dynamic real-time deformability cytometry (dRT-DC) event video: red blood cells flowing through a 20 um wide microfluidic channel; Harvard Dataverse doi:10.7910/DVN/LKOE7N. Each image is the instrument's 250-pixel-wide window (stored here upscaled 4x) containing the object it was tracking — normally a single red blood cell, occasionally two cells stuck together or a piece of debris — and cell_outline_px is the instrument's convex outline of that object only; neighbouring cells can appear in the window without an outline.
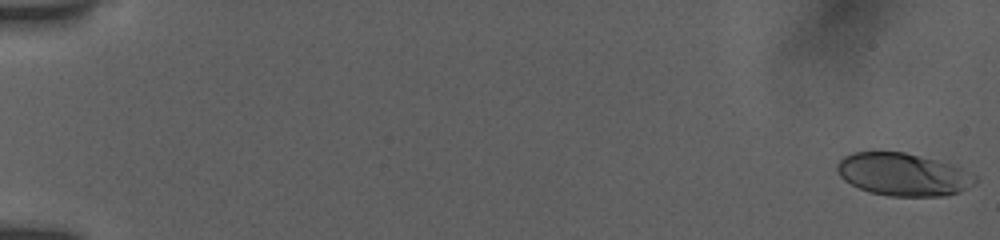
{"species": "human", "species_latin": "Homo sapiens", "temperature_condition": "room temperature", "stored_images_in_passage": 54, "camera_frame_rate_fps": 3000, "um_per_image_px": 0.085, "donor": {"sex": "female"}, "frame": {"image": 1, "passage_image": 1, "time_ms": 0.0, "image_size_px": [1000, 240], "cell_outline_px": [[980, 180], [976, 184], [960, 192], [944, 196], [888, 196], [868, 192], [844, 180], [840, 176], [836, 168], [836, 164], [844, 156], [852, 152], [904, 152], [956, 164], [976, 176]], "centroid_in_image_um": [76.82, 14.83], "position_along_channel_um": 8.2, "area_um2": 34.8}}
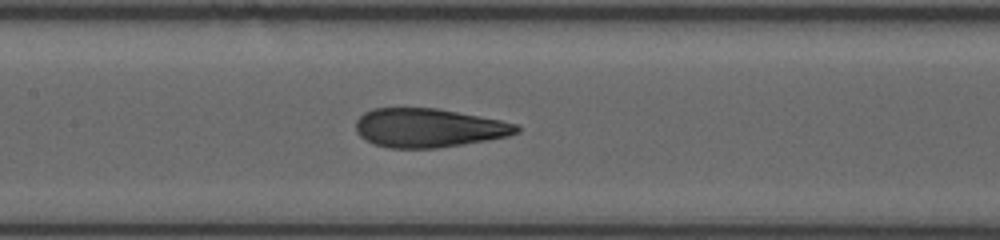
{"frame": {"image": 2, "passage_image": 28, "time_ms": 9.0, "image_size_px": [1000, 240], "cell_outline_px": [[520, 132], [508, 136], [436, 148], [388, 148], [376, 144], [360, 136], [356, 132], [356, 120], [364, 112], [372, 108], [436, 108], [500, 120], [520, 124]], "centroid_in_image_um": [36.43, 10.86], "position_along_channel_um": 171.0, "area_um2": 36.18}}
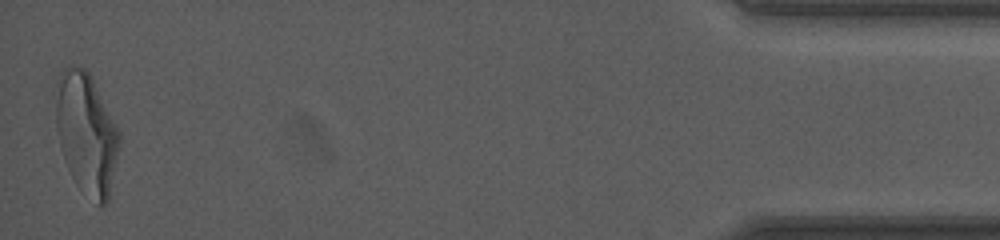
{"frame": {"image": 3, "passage_image": 54, "time_ms": 17.667, "image_size_px": [1000, 240], "cell_outline_px": [[120, 144], [108, 200], [104, 204], [100, 204], [76, 184], [68, 168], [60, 148], [56, 128], [56, 80], [60, 72], [64, 68], [72, 64], [84, 68], [92, 76], [120, 132]], "centroid_in_image_um": [7.33, 11.25], "position_along_channel_um": 427.9, "area_um2": 44.62}, "authors_computed_cell_mechanics": {"area_um2": 36.7897, "velocity_mm_per_s": 3.8794, "shape_relaxation_time_tau1_ms": 5.0849, "shape_relaxation_time_tau2_ms": 0.988, "deformation_change_tau1": 0.2294, "deformation_change_tau2": 0.0995}}